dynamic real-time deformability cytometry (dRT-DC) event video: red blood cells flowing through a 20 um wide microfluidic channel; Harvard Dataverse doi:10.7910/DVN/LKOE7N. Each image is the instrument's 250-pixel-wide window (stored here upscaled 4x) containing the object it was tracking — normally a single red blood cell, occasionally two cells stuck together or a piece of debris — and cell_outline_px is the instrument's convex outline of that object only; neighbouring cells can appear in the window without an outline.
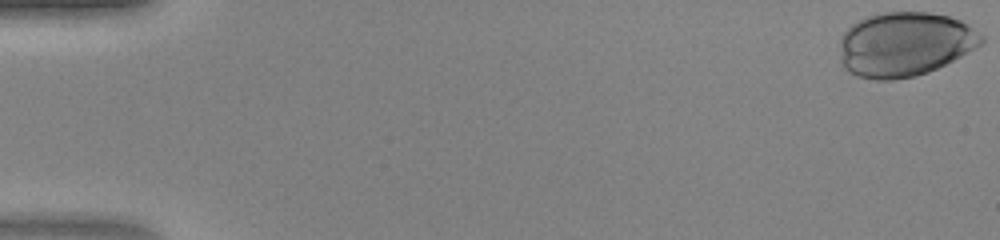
{"species": "human", "species_latin": "Homo sapiens", "temperature_condition": "warm", "stored_images_in_passage": 39, "camera_frame_rate_fps": 3000, "um_per_image_px": 0.085, "donor": {"sex": "female"}, "frame": {"image": 1, "passage_image": 1, "time_ms": 0.0, "image_size_px": [1000, 240], "cell_outline_px": [[984, 44], [928, 72], [916, 76], [892, 80], [872, 80], [856, 76], [848, 72], [844, 68], [840, 60], [840, 40], [844, 32], [852, 24], [868, 16], [884, 12], [928, 12], [948, 16], [960, 20], [968, 24], [984, 36]], "centroid_in_image_um": [76.89, 3.77], "position_along_channel_um": 8.1, "area_um2": 53.41}}
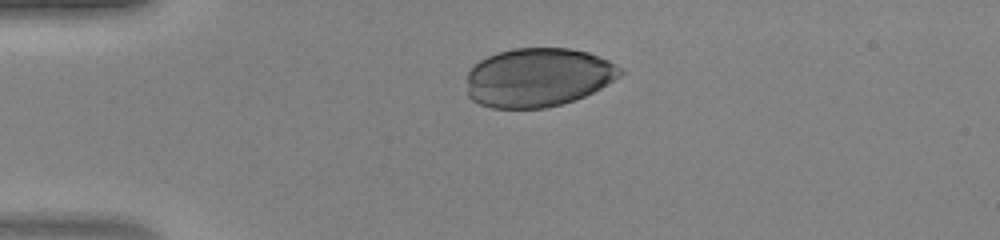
{"frame": {"image": 2, "passage_image": 12, "time_ms": 3.667, "image_size_px": [1000, 240], "cell_outline_px": [[624, 72], [620, 76], [600, 88], [584, 96], [560, 104], [544, 108], [492, 108], [480, 104], [472, 100], [468, 96], [468, 72], [480, 60], [496, 52], [512, 48], [568, 48], [588, 52], [608, 60], [616, 64]], "centroid_in_image_um": [45.73, 6.57], "position_along_channel_um": 39.3, "area_um2": 52.48}}
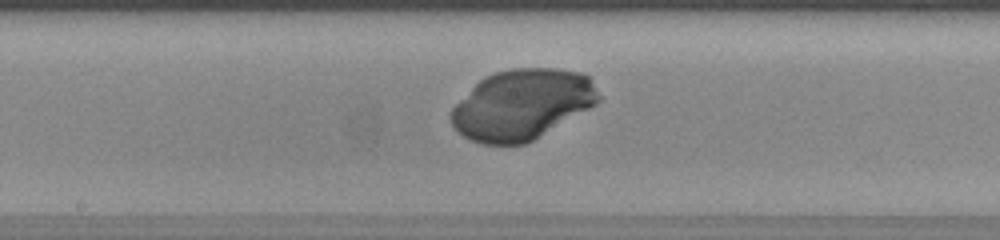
{"frame": {"image": 3, "passage_image": 26, "time_ms": 8.333, "image_size_px": [1000, 240], "cell_outline_px": [[600, 100], [596, 104], [532, 140], [524, 144], [480, 144], [464, 136], [452, 124], [448, 116], [452, 108], [484, 76], [496, 72], [512, 68], [556, 68], [584, 72], [592, 80], [600, 96]], "centroid_in_image_um": [44.38, 8.86], "position_along_channel_um": 203.8, "area_um2": 60.0}}